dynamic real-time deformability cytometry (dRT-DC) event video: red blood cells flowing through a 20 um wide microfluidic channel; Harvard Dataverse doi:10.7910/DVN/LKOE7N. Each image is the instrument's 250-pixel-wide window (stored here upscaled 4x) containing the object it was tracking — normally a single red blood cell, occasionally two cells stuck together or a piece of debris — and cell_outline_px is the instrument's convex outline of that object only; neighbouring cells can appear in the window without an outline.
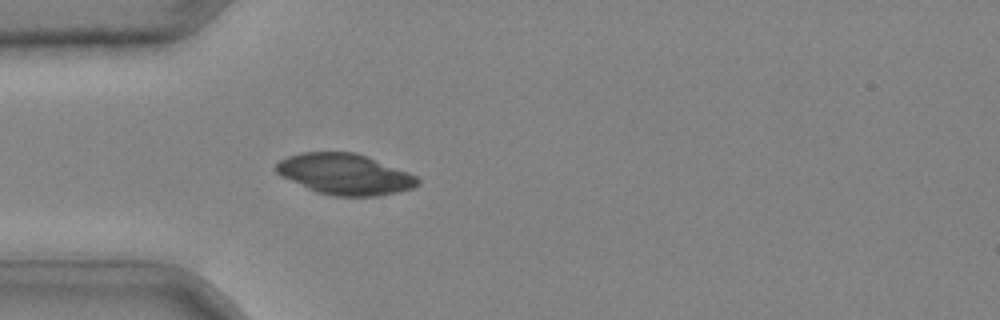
{"species": "common noctule bat (a hibernating species)", "species_latin": "Nyctalus noctula", "temperature_condition": "cold", "stored_images_in_passage": 41, "camera_frame_rate_fps": 3000, "um_per_image_px": 0.085, "animal": {"sex": "male", "body_mass_g": 20.4}, "frame": {"image": 1, "passage_image": 12, "time_ms": 3.667, "image_size_px": [1000, 320], "cell_outline_px": [[420, 184], [412, 188], [396, 192], [376, 196], [336, 196], [316, 192], [280, 176], [276, 172], [276, 164], [280, 160], [288, 156], [300, 152], [356, 152], [408, 172], [416, 176], [420, 180]], "centroid_in_image_um": [29.3, 14.8], "position_along_channel_um": 55.7, "area_um2": 33.58}}
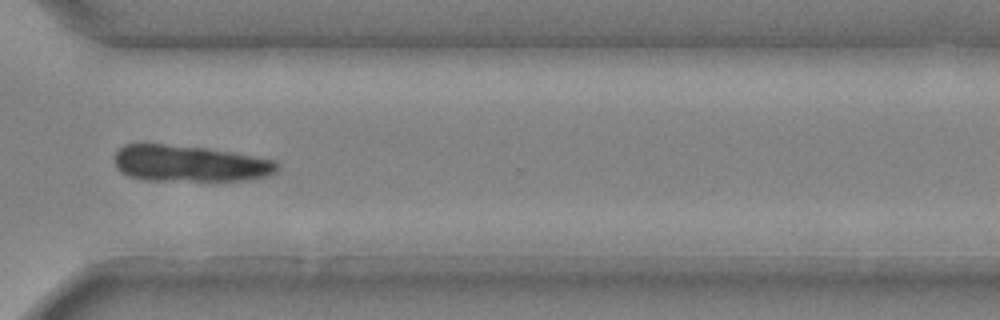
{"frame": {"image": 2, "passage_image": 32, "time_ms": 10.333, "image_size_px": [1000, 320], "cell_outline_px": [[280, 168], [276, 172], [268, 176], [244, 180], [144, 180], [128, 176], [120, 172], [116, 168], [116, 152], [124, 144], [164, 144], [204, 148], [276, 160], [280, 164]], "centroid_in_image_um": [16.13, 13.91], "position_along_channel_um": 354.5, "area_um2": 34.28}}
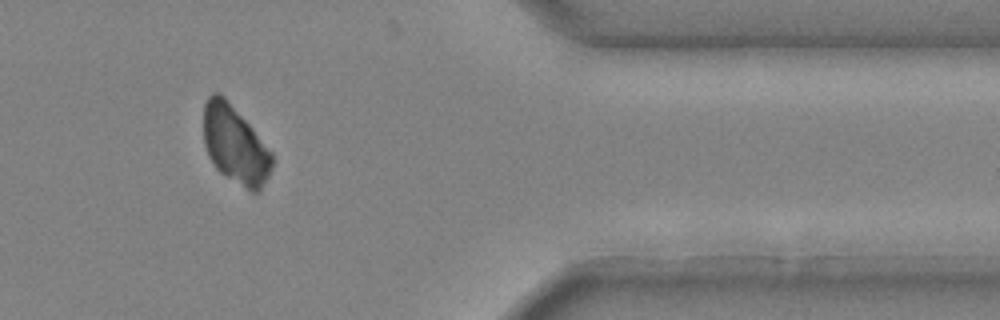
{"frame": {"image": 3, "passage_image": 36, "time_ms": 11.667, "image_size_px": [1000, 320], "cell_outline_px": [[272, 168], [260, 192], [252, 192], [220, 172], [216, 168], [208, 156], [204, 144], [204, 104], [208, 96], [212, 92], [220, 92], [228, 100], [252, 128], [272, 152]], "centroid_in_image_um": [19.97, 12.29], "position_along_channel_um": 391.4, "area_um2": 30.92}}